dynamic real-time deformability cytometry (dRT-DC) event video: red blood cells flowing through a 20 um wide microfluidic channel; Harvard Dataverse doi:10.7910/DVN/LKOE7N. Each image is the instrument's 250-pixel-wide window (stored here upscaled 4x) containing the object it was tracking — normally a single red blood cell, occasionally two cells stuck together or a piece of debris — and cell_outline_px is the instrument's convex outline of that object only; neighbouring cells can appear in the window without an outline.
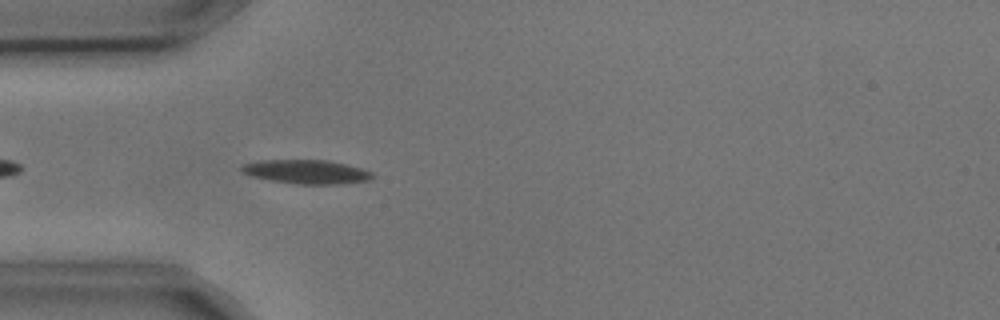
{"species": "common noctule bat (a hibernating species)", "species_latin": "Nyctalus noctula", "temperature_condition": "cold", "stored_images_in_passage": 4, "camera_frame_rate_fps": 3000, "um_per_image_px": 0.085, "animal": {"sex": "male", "body_mass_g": 17.9, "forearm_length_mm": 54.2}, "frame": {"image": 1, "passage_image": 4, "time_ms": 1.0, "image_size_px": [1000, 320], "cell_outline_px": [[376, 176], [368, 180], [344, 184], [296, 184], [272, 180], [252, 176], [244, 172], [240, 168], [240, 164], [256, 160], [328, 160], [348, 164], [372, 172]], "centroid_in_image_um": [26.06, 14.59], "position_along_channel_um": 58.9, "area_um2": 18.38}}